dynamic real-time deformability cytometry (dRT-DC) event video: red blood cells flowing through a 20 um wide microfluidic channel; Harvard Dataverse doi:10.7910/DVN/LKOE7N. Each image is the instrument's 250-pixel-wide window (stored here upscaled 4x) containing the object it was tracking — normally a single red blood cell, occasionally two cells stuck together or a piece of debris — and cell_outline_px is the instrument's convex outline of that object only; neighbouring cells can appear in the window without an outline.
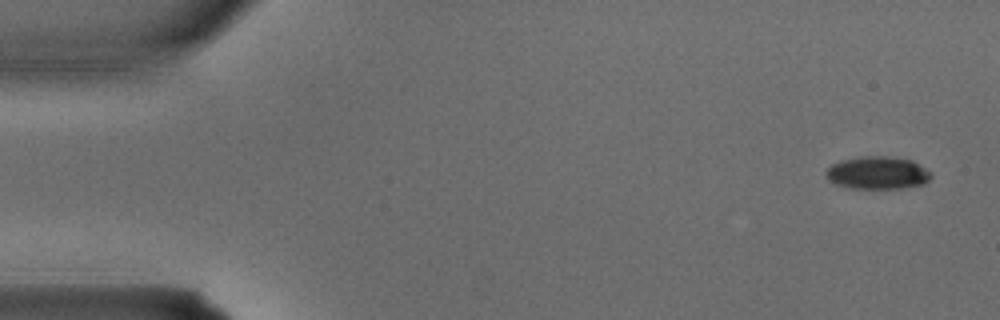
{"species": "common noctule bat (a hibernating species)", "species_latin": "Nyctalus noctula", "temperature_condition": "warm", "stored_images_in_passage": 5, "segment_of_instrument_passage": [2, 2], "camera_frame_rate_fps": 3000, "um_per_image_px": 0.085, "animal": {"sex": "male", "body_mass_g": 15.6}, "frame": {"image": 1, "passage_image": 5, "time_ms": 1.333, "image_size_px": [1000, 320], "cell_outline_px": [[932, 176], [924, 184], [904, 188], [852, 188], [836, 184], [828, 180], [824, 176], [824, 172], [832, 164], [840, 160], [860, 156], [884, 156], [912, 160], [932, 172]], "centroid_in_image_um": [74.58, 14.69], "position_along_channel_um": 10.4, "area_um2": 20.17}}